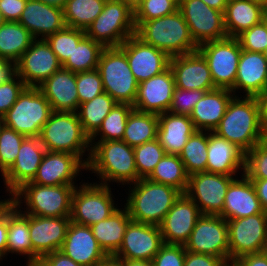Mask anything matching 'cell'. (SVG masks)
<instances>
[{"label":"cell","mask_w":267,"mask_h":266,"mask_svg":"<svg viewBox=\"0 0 267 266\" xmlns=\"http://www.w3.org/2000/svg\"><path fill=\"white\" fill-rule=\"evenodd\" d=\"M234 96L225 115L213 131L234 143L244 153L251 150L266 137L259 120V108L255 97Z\"/></svg>","instance_id":"cell-1"},{"label":"cell","mask_w":267,"mask_h":266,"mask_svg":"<svg viewBox=\"0 0 267 266\" xmlns=\"http://www.w3.org/2000/svg\"><path fill=\"white\" fill-rule=\"evenodd\" d=\"M90 146L86 171L97 174L101 179L99 184L109 185L112 181L129 185L141 179L135 165L134 149L123 140L97 141Z\"/></svg>","instance_id":"cell-2"},{"label":"cell","mask_w":267,"mask_h":266,"mask_svg":"<svg viewBox=\"0 0 267 266\" xmlns=\"http://www.w3.org/2000/svg\"><path fill=\"white\" fill-rule=\"evenodd\" d=\"M135 35L144 43L166 52L170 57L198 50L189 27L178 9L172 14L150 21H134Z\"/></svg>","instance_id":"cell-3"},{"label":"cell","mask_w":267,"mask_h":266,"mask_svg":"<svg viewBox=\"0 0 267 266\" xmlns=\"http://www.w3.org/2000/svg\"><path fill=\"white\" fill-rule=\"evenodd\" d=\"M129 189L125 207L132 221L160 225L182 194L178 189L141 178Z\"/></svg>","instance_id":"cell-4"},{"label":"cell","mask_w":267,"mask_h":266,"mask_svg":"<svg viewBox=\"0 0 267 266\" xmlns=\"http://www.w3.org/2000/svg\"><path fill=\"white\" fill-rule=\"evenodd\" d=\"M39 138L46 151L74 154L88 164L91 154L90 138L83 131L76 112L52 111ZM86 151L88 158L84 159Z\"/></svg>","instance_id":"cell-5"},{"label":"cell","mask_w":267,"mask_h":266,"mask_svg":"<svg viewBox=\"0 0 267 266\" xmlns=\"http://www.w3.org/2000/svg\"><path fill=\"white\" fill-rule=\"evenodd\" d=\"M76 185H39L30 182L23 184L12 195L16 206L26 204L23 213L40 217H70L72 195ZM24 198V200H22ZM24 201V202H22Z\"/></svg>","instance_id":"cell-6"},{"label":"cell","mask_w":267,"mask_h":266,"mask_svg":"<svg viewBox=\"0 0 267 266\" xmlns=\"http://www.w3.org/2000/svg\"><path fill=\"white\" fill-rule=\"evenodd\" d=\"M97 70L104 92L117 103L134 105L139 83L131 72L126 54L119 47H105Z\"/></svg>","instance_id":"cell-7"},{"label":"cell","mask_w":267,"mask_h":266,"mask_svg":"<svg viewBox=\"0 0 267 266\" xmlns=\"http://www.w3.org/2000/svg\"><path fill=\"white\" fill-rule=\"evenodd\" d=\"M51 113V105L40 88L26 86L3 116L4 126L26 137H39Z\"/></svg>","instance_id":"cell-8"},{"label":"cell","mask_w":267,"mask_h":266,"mask_svg":"<svg viewBox=\"0 0 267 266\" xmlns=\"http://www.w3.org/2000/svg\"><path fill=\"white\" fill-rule=\"evenodd\" d=\"M135 33L134 11L122 0H106L102 12L85 30L87 37L104 47H119Z\"/></svg>","instance_id":"cell-9"},{"label":"cell","mask_w":267,"mask_h":266,"mask_svg":"<svg viewBox=\"0 0 267 266\" xmlns=\"http://www.w3.org/2000/svg\"><path fill=\"white\" fill-rule=\"evenodd\" d=\"M76 186L72 195L71 222L92 226L107 219L118 208L114 205V196L110 185L83 183ZM112 195V196H111Z\"/></svg>","instance_id":"cell-10"},{"label":"cell","mask_w":267,"mask_h":266,"mask_svg":"<svg viewBox=\"0 0 267 266\" xmlns=\"http://www.w3.org/2000/svg\"><path fill=\"white\" fill-rule=\"evenodd\" d=\"M206 60L214 85L231 89L235 84L239 58L242 52L237 38L205 42L197 50Z\"/></svg>","instance_id":"cell-11"},{"label":"cell","mask_w":267,"mask_h":266,"mask_svg":"<svg viewBox=\"0 0 267 266\" xmlns=\"http://www.w3.org/2000/svg\"><path fill=\"white\" fill-rule=\"evenodd\" d=\"M230 266L238 258L266 251L267 212L227 220Z\"/></svg>","instance_id":"cell-12"},{"label":"cell","mask_w":267,"mask_h":266,"mask_svg":"<svg viewBox=\"0 0 267 266\" xmlns=\"http://www.w3.org/2000/svg\"><path fill=\"white\" fill-rule=\"evenodd\" d=\"M184 247L189 252L222 258L230 266L227 221L218 215H202Z\"/></svg>","instance_id":"cell-13"},{"label":"cell","mask_w":267,"mask_h":266,"mask_svg":"<svg viewBox=\"0 0 267 266\" xmlns=\"http://www.w3.org/2000/svg\"><path fill=\"white\" fill-rule=\"evenodd\" d=\"M236 175L199 172L189 175L185 194L194 201L203 215L222 216L224 199Z\"/></svg>","instance_id":"cell-14"},{"label":"cell","mask_w":267,"mask_h":266,"mask_svg":"<svg viewBox=\"0 0 267 266\" xmlns=\"http://www.w3.org/2000/svg\"><path fill=\"white\" fill-rule=\"evenodd\" d=\"M178 9L198 46L228 37L224 13L209 7L202 0H179Z\"/></svg>","instance_id":"cell-15"},{"label":"cell","mask_w":267,"mask_h":266,"mask_svg":"<svg viewBox=\"0 0 267 266\" xmlns=\"http://www.w3.org/2000/svg\"><path fill=\"white\" fill-rule=\"evenodd\" d=\"M61 67L45 39H35L16 63L17 75L32 87H38Z\"/></svg>","instance_id":"cell-16"},{"label":"cell","mask_w":267,"mask_h":266,"mask_svg":"<svg viewBox=\"0 0 267 266\" xmlns=\"http://www.w3.org/2000/svg\"><path fill=\"white\" fill-rule=\"evenodd\" d=\"M119 48L126 54L131 72L138 83L159 75L169 68L170 56L136 35L126 39Z\"/></svg>","instance_id":"cell-17"},{"label":"cell","mask_w":267,"mask_h":266,"mask_svg":"<svg viewBox=\"0 0 267 266\" xmlns=\"http://www.w3.org/2000/svg\"><path fill=\"white\" fill-rule=\"evenodd\" d=\"M163 244L160 226L131 221L114 256L122 260H153Z\"/></svg>","instance_id":"cell-18"},{"label":"cell","mask_w":267,"mask_h":266,"mask_svg":"<svg viewBox=\"0 0 267 266\" xmlns=\"http://www.w3.org/2000/svg\"><path fill=\"white\" fill-rule=\"evenodd\" d=\"M202 215L194 201L181 194L159 225L163 242L184 245Z\"/></svg>","instance_id":"cell-19"},{"label":"cell","mask_w":267,"mask_h":266,"mask_svg":"<svg viewBox=\"0 0 267 266\" xmlns=\"http://www.w3.org/2000/svg\"><path fill=\"white\" fill-rule=\"evenodd\" d=\"M84 169L87 165L74 154L46 151L31 182L48 186L75 185V178Z\"/></svg>","instance_id":"cell-20"},{"label":"cell","mask_w":267,"mask_h":266,"mask_svg":"<svg viewBox=\"0 0 267 266\" xmlns=\"http://www.w3.org/2000/svg\"><path fill=\"white\" fill-rule=\"evenodd\" d=\"M169 67L177 88L205 92L217 88L205 58L198 51L172 56Z\"/></svg>","instance_id":"cell-21"},{"label":"cell","mask_w":267,"mask_h":266,"mask_svg":"<svg viewBox=\"0 0 267 266\" xmlns=\"http://www.w3.org/2000/svg\"><path fill=\"white\" fill-rule=\"evenodd\" d=\"M45 153L39 137H26L23 140L14 164L2 175L9 196L33 180Z\"/></svg>","instance_id":"cell-22"},{"label":"cell","mask_w":267,"mask_h":266,"mask_svg":"<svg viewBox=\"0 0 267 266\" xmlns=\"http://www.w3.org/2000/svg\"><path fill=\"white\" fill-rule=\"evenodd\" d=\"M175 88L174 76L169 67L161 74L139 83L133 107L157 115L168 112Z\"/></svg>","instance_id":"cell-23"},{"label":"cell","mask_w":267,"mask_h":266,"mask_svg":"<svg viewBox=\"0 0 267 266\" xmlns=\"http://www.w3.org/2000/svg\"><path fill=\"white\" fill-rule=\"evenodd\" d=\"M70 217H40L29 215V233L33 246V262L60 250L65 241Z\"/></svg>","instance_id":"cell-24"},{"label":"cell","mask_w":267,"mask_h":266,"mask_svg":"<svg viewBox=\"0 0 267 266\" xmlns=\"http://www.w3.org/2000/svg\"><path fill=\"white\" fill-rule=\"evenodd\" d=\"M82 266H98L107 256L99 246L91 227L69 223L60 250Z\"/></svg>","instance_id":"cell-25"},{"label":"cell","mask_w":267,"mask_h":266,"mask_svg":"<svg viewBox=\"0 0 267 266\" xmlns=\"http://www.w3.org/2000/svg\"><path fill=\"white\" fill-rule=\"evenodd\" d=\"M18 22L35 39H46L66 27L63 9L34 0H27Z\"/></svg>","instance_id":"cell-26"},{"label":"cell","mask_w":267,"mask_h":266,"mask_svg":"<svg viewBox=\"0 0 267 266\" xmlns=\"http://www.w3.org/2000/svg\"><path fill=\"white\" fill-rule=\"evenodd\" d=\"M239 89L246 97H255L267 89V58L263 53L242 49L235 84L230 90L235 95Z\"/></svg>","instance_id":"cell-27"},{"label":"cell","mask_w":267,"mask_h":266,"mask_svg":"<svg viewBox=\"0 0 267 266\" xmlns=\"http://www.w3.org/2000/svg\"><path fill=\"white\" fill-rule=\"evenodd\" d=\"M241 178L230 183L224 199L222 217L227 220L248 217L262 213L264 210L251 180L242 173Z\"/></svg>","instance_id":"cell-28"},{"label":"cell","mask_w":267,"mask_h":266,"mask_svg":"<svg viewBox=\"0 0 267 266\" xmlns=\"http://www.w3.org/2000/svg\"><path fill=\"white\" fill-rule=\"evenodd\" d=\"M38 87L49 101L52 111L76 112L78 110L76 73L61 67Z\"/></svg>","instance_id":"cell-29"},{"label":"cell","mask_w":267,"mask_h":266,"mask_svg":"<svg viewBox=\"0 0 267 266\" xmlns=\"http://www.w3.org/2000/svg\"><path fill=\"white\" fill-rule=\"evenodd\" d=\"M245 153L234 143L208 131L206 172L235 175L239 170L244 173Z\"/></svg>","instance_id":"cell-30"},{"label":"cell","mask_w":267,"mask_h":266,"mask_svg":"<svg viewBox=\"0 0 267 266\" xmlns=\"http://www.w3.org/2000/svg\"><path fill=\"white\" fill-rule=\"evenodd\" d=\"M230 89L216 88L205 92L189 116L196 130L213 132L225 115L234 96Z\"/></svg>","instance_id":"cell-31"},{"label":"cell","mask_w":267,"mask_h":266,"mask_svg":"<svg viewBox=\"0 0 267 266\" xmlns=\"http://www.w3.org/2000/svg\"><path fill=\"white\" fill-rule=\"evenodd\" d=\"M159 126L157 139L166 154L179 155L189 137L196 131L192 120L187 115L165 112L158 115Z\"/></svg>","instance_id":"cell-32"},{"label":"cell","mask_w":267,"mask_h":266,"mask_svg":"<svg viewBox=\"0 0 267 266\" xmlns=\"http://www.w3.org/2000/svg\"><path fill=\"white\" fill-rule=\"evenodd\" d=\"M266 15L267 9L258 3L250 0H228L224 11L227 36L236 38L264 20Z\"/></svg>","instance_id":"cell-33"},{"label":"cell","mask_w":267,"mask_h":266,"mask_svg":"<svg viewBox=\"0 0 267 266\" xmlns=\"http://www.w3.org/2000/svg\"><path fill=\"white\" fill-rule=\"evenodd\" d=\"M132 221L127 208H118L107 219L93 224L91 230L107 255H114L122 245L124 233Z\"/></svg>","instance_id":"cell-34"},{"label":"cell","mask_w":267,"mask_h":266,"mask_svg":"<svg viewBox=\"0 0 267 266\" xmlns=\"http://www.w3.org/2000/svg\"><path fill=\"white\" fill-rule=\"evenodd\" d=\"M27 256V266L33 262V246L29 233V215L13 202L8 205L7 255Z\"/></svg>","instance_id":"cell-35"},{"label":"cell","mask_w":267,"mask_h":266,"mask_svg":"<svg viewBox=\"0 0 267 266\" xmlns=\"http://www.w3.org/2000/svg\"><path fill=\"white\" fill-rule=\"evenodd\" d=\"M34 40L19 22L6 21L0 26V59L17 63Z\"/></svg>","instance_id":"cell-36"},{"label":"cell","mask_w":267,"mask_h":266,"mask_svg":"<svg viewBox=\"0 0 267 266\" xmlns=\"http://www.w3.org/2000/svg\"><path fill=\"white\" fill-rule=\"evenodd\" d=\"M159 120L154 113L133 109L127 118L122 140L135 147L157 139Z\"/></svg>","instance_id":"cell-37"},{"label":"cell","mask_w":267,"mask_h":266,"mask_svg":"<svg viewBox=\"0 0 267 266\" xmlns=\"http://www.w3.org/2000/svg\"><path fill=\"white\" fill-rule=\"evenodd\" d=\"M117 102L106 92L81 103L76 111L83 131L91 138Z\"/></svg>","instance_id":"cell-38"},{"label":"cell","mask_w":267,"mask_h":266,"mask_svg":"<svg viewBox=\"0 0 267 266\" xmlns=\"http://www.w3.org/2000/svg\"><path fill=\"white\" fill-rule=\"evenodd\" d=\"M147 179L155 183L172 186L185 194L189 175L179 155L165 154Z\"/></svg>","instance_id":"cell-39"},{"label":"cell","mask_w":267,"mask_h":266,"mask_svg":"<svg viewBox=\"0 0 267 266\" xmlns=\"http://www.w3.org/2000/svg\"><path fill=\"white\" fill-rule=\"evenodd\" d=\"M106 0H67L64 20L67 27L86 30L102 12Z\"/></svg>","instance_id":"cell-40"},{"label":"cell","mask_w":267,"mask_h":266,"mask_svg":"<svg viewBox=\"0 0 267 266\" xmlns=\"http://www.w3.org/2000/svg\"><path fill=\"white\" fill-rule=\"evenodd\" d=\"M105 47L85 36L72 51L71 56L62 65V68L74 73L97 69L101 52Z\"/></svg>","instance_id":"cell-41"},{"label":"cell","mask_w":267,"mask_h":266,"mask_svg":"<svg viewBox=\"0 0 267 266\" xmlns=\"http://www.w3.org/2000/svg\"><path fill=\"white\" fill-rule=\"evenodd\" d=\"M208 131L196 130L179 154L188 175L206 172Z\"/></svg>","instance_id":"cell-42"},{"label":"cell","mask_w":267,"mask_h":266,"mask_svg":"<svg viewBox=\"0 0 267 266\" xmlns=\"http://www.w3.org/2000/svg\"><path fill=\"white\" fill-rule=\"evenodd\" d=\"M133 109L130 104L117 103L105 117L98 131L90 138V143L98 139H100L98 141L122 140L127 118Z\"/></svg>","instance_id":"cell-43"},{"label":"cell","mask_w":267,"mask_h":266,"mask_svg":"<svg viewBox=\"0 0 267 266\" xmlns=\"http://www.w3.org/2000/svg\"><path fill=\"white\" fill-rule=\"evenodd\" d=\"M85 36V30L66 26L64 29L48 36L45 40L57 56L59 63L63 65L71 56L74 47Z\"/></svg>","instance_id":"cell-44"},{"label":"cell","mask_w":267,"mask_h":266,"mask_svg":"<svg viewBox=\"0 0 267 266\" xmlns=\"http://www.w3.org/2000/svg\"><path fill=\"white\" fill-rule=\"evenodd\" d=\"M138 176L147 178L166 154L158 139L133 147Z\"/></svg>","instance_id":"cell-45"},{"label":"cell","mask_w":267,"mask_h":266,"mask_svg":"<svg viewBox=\"0 0 267 266\" xmlns=\"http://www.w3.org/2000/svg\"><path fill=\"white\" fill-rule=\"evenodd\" d=\"M25 135L6 126L0 131V172L2 175L14 164Z\"/></svg>","instance_id":"cell-46"},{"label":"cell","mask_w":267,"mask_h":266,"mask_svg":"<svg viewBox=\"0 0 267 266\" xmlns=\"http://www.w3.org/2000/svg\"><path fill=\"white\" fill-rule=\"evenodd\" d=\"M244 174L249 179H267V136L245 153Z\"/></svg>","instance_id":"cell-47"},{"label":"cell","mask_w":267,"mask_h":266,"mask_svg":"<svg viewBox=\"0 0 267 266\" xmlns=\"http://www.w3.org/2000/svg\"><path fill=\"white\" fill-rule=\"evenodd\" d=\"M179 0H143L134 11V21H150L178 10Z\"/></svg>","instance_id":"cell-48"},{"label":"cell","mask_w":267,"mask_h":266,"mask_svg":"<svg viewBox=\"0 0 267 266\" xmlns=\"http://www.w3.org/2000/svg\"><path fill=\"white\" fill-rule=\"evenodd\" d=\"M79 105L104 92L102 78L97 69L76 73Z\"/></svg>","instance_id":"cell-49"},{"label":"cell","mask_w":267,"mask_h":266,"mask_svg":"<svg viewBox=\"0 0 267 266\" xmlns=\"http://www.w3.org/2000/svg\"><path fill=\"white\" fill-rule=\"evenodd\" d=\"M241 49L263 53L267 47V15L260 23L243 31L236 37Z\"/></svg>","instance_id":"cell-50"},{"label":"cell","mask_w":267,"mask_h":266,"mask_svg":"<svg viewBox=\"0 0 267 266\" xmlns=\"http://www.w3.org/2000/svg\"><path fill=\"white\" fill-rule=\"evenodd\" d=\"M204 90H187L175 88L172 96L170 113L190 116L196 103L204 95Z\"/></svg>","instance_id":"cell-51"},{"label":"cell","mask_w":267,"mask_h":266,"mask_svg":"<svg viewBox=\"0 0 267 266\" xmlns=\"http://www.w3.org/2000/svg\"><path fill=\"white\" fill-rule=\"evenodd\" d=\"M25 87L24 81L18 75L0 84V116L7 113Z\"/></svg>","instance_id":"cell-52"},{"label":"cell","mask_w":267,"mask_h":266,"mask_svg":"<svg viewBox=\"0 0 267 266\" xmlns=\"http://www.w3.org/2000/svg\"><path fill=\"white\" fill-rule=\"evenodd\" d=\"M184 245L163 244L159 252L154 256V266H184Z\"/></svg>","instance_id":"cell-53"},{"label":"cell","mask_w":267,"mask_h":266,"mask_svg":"<svg viewBox=\"0 0 267 266\" xmlns=\"http://www.w3.org/2000/svg\"><path fill=\"white\" fill-rule=\"evenodd\" d=\"M184 266H229L222 258L186 251Z\"/></svg>","instance_id":"cell-54"},{"label":"cell","mask_w":267,"mask_h":266,"mask_svg":"<svg viewBox=\"0 0 267 266\" xmlns=\"http://www.w3.org/2000/svg\"><path fill=\"white\" fill-rule=\"evenodd\" d=\"M27 0H0V10L6 21L18 22Z\"/></svg>","instance_id":"cell-55"},{"label":"cell","mask_w":267,"mask_h":266,"mask_svg":"<svg viewBox=\"0 0 267 266\" xmlns=\"http://www.w3.org/2000/svg\"><path fill=\"white\" fill-rule=\"evenodd\" d=\"M231 266H267V253L244 255L235 260Z\"/></svg>","instance_id":"cell-56"},{"label":"cell","mask_w":267,"mask_h":266,"mask_svg":"<svg viewBox=\"0 0 267 266\" xmlns=\"http://www.w3.org/2000/svg\"><path fill=\"white\" fill-rule=\"evenodd\" d=\"M8 206L0 214V261L7 255Z\"/></svg>","instance_id":"cell-57"},{"label":"cell","mask_w":267,"mask_h":266,"mask_svg":"<svg viewBox=\"0 0 267 266\" xmlns=\"http://www.w3.org/2000/svg\"><path fill=\"white\" fill-rule=\"evenodd\" d=\"M50 266H82L64 255L61 251H54L43 257Z\"/></svg>","instance_id":"cell-58"},{"label":"cell","mask_w":267,"mask_h":266,"mask_svg":"<svg viewBox=\"0 0 267 266\" xmlns=\"http://www.w3.org/2000/svg\"><path fill=\"white\" fill-rule=\"evenodd\" d=\"M259 108V120L261 127L267 136V89L255 96Z\"/></svg>","instance_id":"cell-59"},{"label":"cell","mask_w":267,"mask_h":266,"mask_svg":"<svg viewBox=\"0 0 267 266\" xmlns=\"http://www.w3.org/2000/svg\"><path fill=\"white\" fill-rule=\"evenodd\" d=\"M16 75V63L0 59V84L10 81Z\"/></svg>","instance_id":"cell-60"},{"label":"cell","mask_w":267,"mask_h":266,"mask_svg":"<svg viewBox=\"0 0 267 266\" xmlns=\"http://www.w3.org/2000/svg\"><path fill=\"white\" fill-rule=\"evenodd\" d=\"M264 212H267V179H250Z\"/></svg>","instance_id":"cell-61"},{"label":"cell","mask_w":267,"mask_h":266,"mask_svg":"<svg viewBox=\"0 0 267 266\" xmlns=\"http://www.w3.org/2000/svg\"><path fill=\"white\" fill-rule=\"evenodd\" d=\"M98 266H125V263L114 255H107Z\"/></svg>","instance_id":"cell-62"},{"label":"cell","mask_w":267,"mask_h":266,"mask_svg":"<svg viewBox=\"0 0 267 266\" xmlns=\"http://www.w3.org/2000/svg\"><path fill=\"white\" fill-rule=\"evenodd\" d=\"M202 1L209 7L214 8L223 13L228 3V0H202Z\"/></svg>","instance_id":"cell-63"},{"label":"cell","mask_w":267,"mask_h":266,"mask_svg":"<svg viewBox=\"0 0 267 266\" xmlns=\"http://www.w3.org/2000/svg\"><path fill=\"white\" fill-rule=\"evenodd\" d=\"M125 266H154L153 260H124Z\"/></svg>","instance_id":"cell-64"},{"label":"cell","mask_w":267,"mask_h":266,"mask_svg":"<svg viewBox=\"0 0 267 266\" xmlns=\"http://www.w3.org/2000/svg\"><path fill=\"white\" fill-rule=\"evenodd\" d=\"M34 1H39V2L45 3L47 5L59 7L61 9L64 8V6L67 2V0H34Z\"/></svg>","instance_id":"cell-65"},{"label":"cell","mask_w":267,"mask_h":266,"mask_svg":"<svg viewBox=\"0 0 267 266\" xmlns=\"http://www.w3.org/2000/svg\"><path fill=\"white\" fill-rule=\"evenodd\" d=\"M122 1L125 4H127L133 11H135L143 0H122Z\"/></svg>","instance_id":"cell-66"},{"label":"cell","mask_w":267,"mask_h":266,"mask_svg":"<svg viewBox=\"0 0 267 266\" xmlns=\"http://www.w3.org/2000/svg\"><path fill=\"white\" fill-rule=\"evenodd\" d=\"M28 266H50L43 258H38Z\"/></svg>","instance_id":"cell-67"},{"label":"cell","mask_w":267,"mask_h":266,"mask_svg":"<svg viewBox=\"0 0 267 266\" xmlns=\"http://www.w3.org/2000/svg\"><path fill=\"white\" fill-rule=\"evenodd\" d=\"M12 202V198L0 200V214L5 210V208Z\"/></svg>","instance_id":"cell-68"},{"label":"cell","mask_w":267,"mask_h":266,"mask_svg":"<svg viewBox=\"0 0 267 266\" xmlns=\"http://www.w3.org/2000/svg\"><path fill=\"white\" fill-rule=\"evenodd\" d=\"M250 1L258 3L267 9V0H250Z\"/></svg>","instance_id":"cell-69"},{"label":"cell","mask_w":267,"mask_h":266,"mask_svg":"<svg viewBox=\"0 0 267 266\" xmlns=\"http://www.w3.org/2000/svg\"><path fill=\"white\" fill-rule=\"evenodd\" d=\"M5 22H6V20H5L4 16H3V13L0 10V26L3 25Z\"/></svg>","instance_id":"cell-70"},{"label":"cell","mask_w":267,"mask_h":266,"mask_svg":"<svg viewBox=\"0 0 267 266\" xmlns=\"http://www.w3.org/2000/svg\"><path fill=\"white\" fill-rule=\"evenodd\" d=\"M3 126H4L3 117L0 116V131H1V129L3 128Z\"/></svg>","instance_id":"cell-71"},{"label":"cell","mask_w":267,"mask_h":266,"mask_svg":"<svg viewBox=\"0 0 267 266\" xmlns=\"http://www.w3.org/2000/svg\"><path fill=\"white\" fill-rule=\"evenodd\" d=\"M263 54L267 58V47H266L265 51L263 52Z\"/></svg>","instance_id":"cell-72"}]
</instances>
